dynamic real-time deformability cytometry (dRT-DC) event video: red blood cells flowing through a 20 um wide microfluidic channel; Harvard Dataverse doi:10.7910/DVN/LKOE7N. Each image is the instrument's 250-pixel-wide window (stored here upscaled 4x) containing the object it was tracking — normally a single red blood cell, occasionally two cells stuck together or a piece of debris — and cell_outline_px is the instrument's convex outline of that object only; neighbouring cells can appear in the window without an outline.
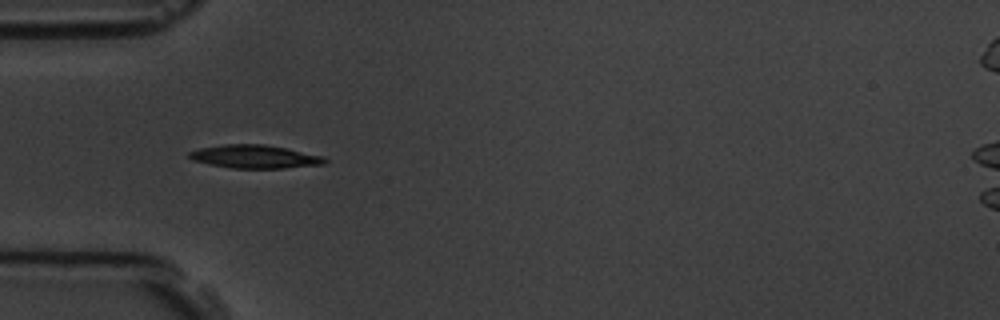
{"species": "common noctule bat (a hibernating species)", "species_latin": "Nyctalus noctula", "temperature_condition": "room temperature", "stored_images_in_passage": 6, "camera_frame_rate_fps": 3000, "um_per_image_px": 0.085, "animal": {"sex": "male", "body_mass_g": 19.5, "forearm_length_mm": 54.6}, "frame": {"image": 1, "passage_image": 4, "time_ms": 3.333, "image_size_px": [1000, 320], "cell_outline_px": [[328, 160], [324, 164], [284, 168], [232, 168], [192, 160], [188, 156], [188, 152], [200, 148], [224, 144], [264, 144], [324, 156]], "centroid_in_image_um": [21.66, 13.31], "position_along_channel_um": 63.3, "area_um2": 18.21}}
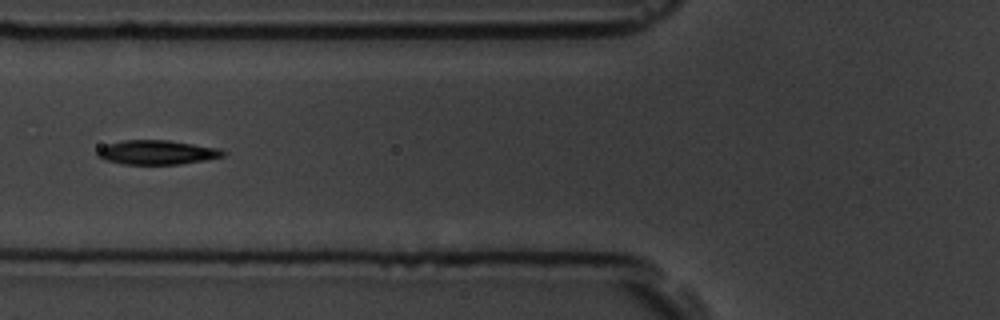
{"frame": {"image": 2, "passage_image": 5, "time_ms": 4.667, "image_size_px": [1000, 320], "cell_outline_px": [[228, 152], [224, 156], [204, 160], [180, 164], [124, 164], [104, 160], [96, 156], [96, 152], [100, 148], [108, 144], [124, 140], [168, 140], [220, 148]], "centroid_in_image_um": [13.35, 12.95], "position_along_channel_um": 112.4, "area_um2": 17.8}}
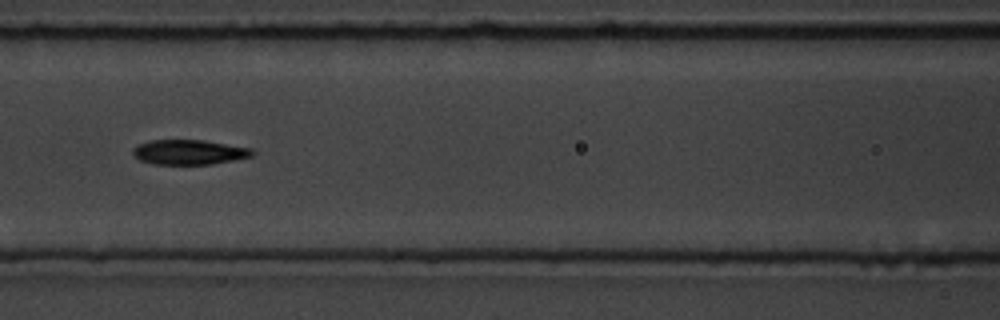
{"frame": {"image": 3, "passage_image": 6, "time_ms": 5.667, "image_size_px": [1000, 320], "cell_outline_px": [[256, 152], [252, 156], [212, 164], [152, 164], [140, 160], [132, 156], [132, 148], [136, 144], [148, 140], [204, 140], [252, 148]], "centroid_in_image_um": [16.02, 12.92], "position_along_channel_um": 150.6, "area_um2": 17.51}}